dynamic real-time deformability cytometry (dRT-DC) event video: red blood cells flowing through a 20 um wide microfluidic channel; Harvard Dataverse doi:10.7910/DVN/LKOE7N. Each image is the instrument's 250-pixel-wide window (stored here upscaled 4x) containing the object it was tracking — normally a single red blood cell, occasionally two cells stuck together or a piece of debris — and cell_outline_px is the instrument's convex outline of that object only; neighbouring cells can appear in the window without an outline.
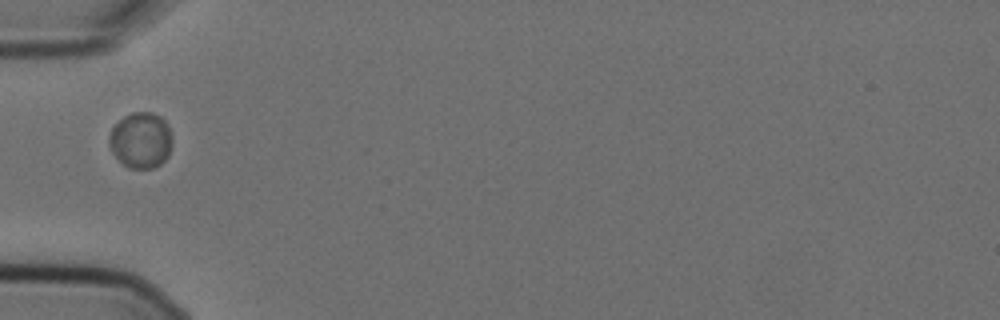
{"species": "Egyptian fruit bat (a non-hibernating species)", "species_latin": "Rousettus aegyptiacus", "temperature_condition": "cold", "stored_images_in_passage": 1, "camera_frame_rate_fps": 3000, "um_per_image_px": 0.085, "animal": {"sex": "female"}, "frame": {"image": 1, "passage_image": 1, "time_ms": 0.0, "image_size_px": [1000, 320], "cell_outline_px": [[172, 148], [168, 156], [160, 164], [152, 168], [128, 168], [112, 152], [108, 144], [108, 140], [112, 128], [124, 116], [132, 112], [152, 112], [160, 116], [164, 120], [172, 136]], "centroid_in_image_um": [11.98, 11.92], "position_along_channel_um": 73.0, "area_um2": 20.52}}